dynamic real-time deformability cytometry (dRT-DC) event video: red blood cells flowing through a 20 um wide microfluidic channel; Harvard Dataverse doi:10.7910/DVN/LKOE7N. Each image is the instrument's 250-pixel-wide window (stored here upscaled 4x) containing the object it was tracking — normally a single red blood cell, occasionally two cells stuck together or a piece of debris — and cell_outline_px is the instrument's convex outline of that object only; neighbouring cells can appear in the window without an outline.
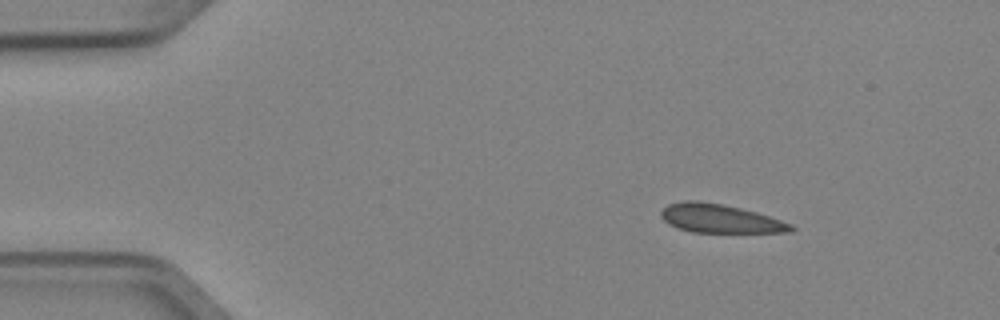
{"species": "Egyptian fruit bat (a non-hibernating species)", "species_latin": "Rousettus aegyptiacus", "temperature_condition": "cold", "stored_images_in_passage": 3, "camera_frame_rate_fps": 3000, "um_per_image_px": 0.085, "animal": {"sex": "female"}, "frame": {"image": 1, "passage_image": 1, "time_ms": 0.0, "image_size_px": [1000, 320], "cell_outline_px": [[796, 228], [792, 232], [692, 232], [668, 224], [660, 216], [660, 212], [668, 204], [684, 200], [696, 200], [720, 204], [740, 208], [756, 212], [792, 224]], "centroid_in_image_um": [61.19, 18.57], "position_along_channel_um": 23.8, "area_um2": 21.5}}